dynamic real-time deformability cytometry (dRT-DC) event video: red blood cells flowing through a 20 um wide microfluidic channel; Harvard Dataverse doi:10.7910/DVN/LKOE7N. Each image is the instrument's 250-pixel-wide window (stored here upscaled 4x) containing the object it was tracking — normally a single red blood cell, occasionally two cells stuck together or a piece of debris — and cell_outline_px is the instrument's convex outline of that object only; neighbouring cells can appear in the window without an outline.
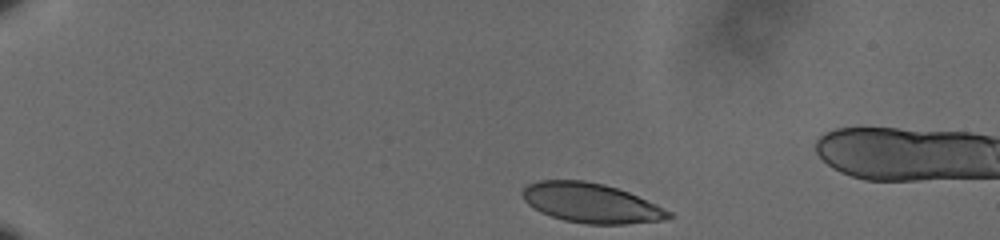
{"species": "human", "species_latin": "Homo sapiens", "temperature_condition": "cold", "stored_images_in_passage": 13, "camera_frame_rate_fps": 3000, "um_per_image_px": 0.085, "donor": {"sex": "male"}, "frame": {"image": 1, "passage_image": 1, "time_ms": 0.0, "image_size_px": [1000, 240], "cell_outline_px": [[676, 216], [660, 220], [624, 224], [584, 224], [564, 220], [540, 212], [528, 204], [524, 200], [520, 192], [524, 184], [540, 180], [584, 180], [604, 184], [628, 192], [656, 204], [672, 212]], "centroid_in_image_um": [50.19, 17.24], "position_along_channel_um": 34.8, "area_um2": 33.87}}
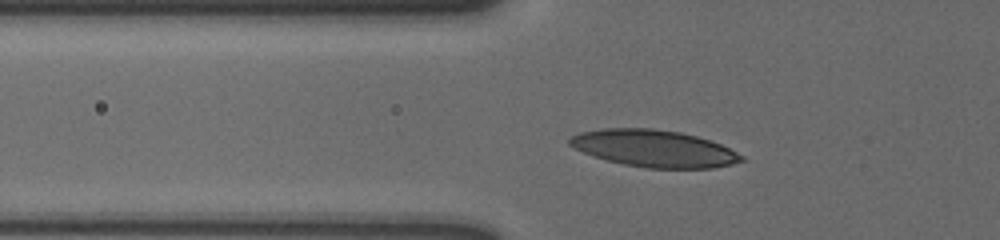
{"frame": {"image": 2, "passage_image": 10, "time_ms": 3.0, "image_size_px": [1000, 240], "cell_outline_px": [[744, 160], [732, 164], [712, 168], [648, 168], [624, 164], [592, 156], [568, 144], [568, 136], [580, 132], [604, 128], [652, 128], [680, 132], [696, 136], [720, 144], [744, 156]], "centroid_in_image_um": [55.56, 12.61], "position_along_channel_um": 70.2, "area_um2": 36.88}}
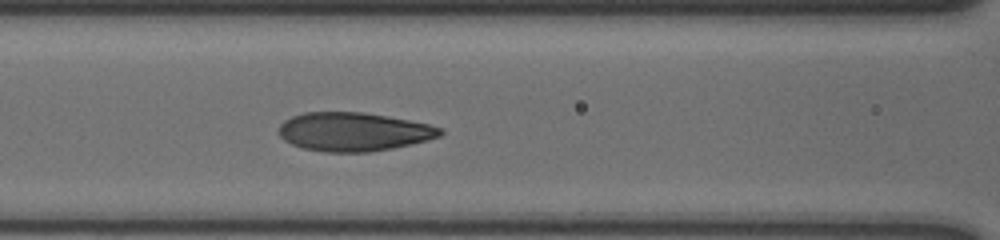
{"frame": {"image": 3, "passage_image": 13, "time_ms": 4.0, "image_size_px": [1000, 240], "cell_outline_px": [[444, 132], [440, 136], [428, 140], [412, 144], [392, 148], [368, 152], [324, 152], [304, 148], [292, 144], [284, 140], [280, 136], [280, 124], [284, 120], [292, 116], [304, 112], [364, 112], [408, 120], [428, 124], [444, 128]], "centroid_in_image_um": [30.07, 11.2], "position_along_channel_um": 136.5, "area_um2": 36.36}}